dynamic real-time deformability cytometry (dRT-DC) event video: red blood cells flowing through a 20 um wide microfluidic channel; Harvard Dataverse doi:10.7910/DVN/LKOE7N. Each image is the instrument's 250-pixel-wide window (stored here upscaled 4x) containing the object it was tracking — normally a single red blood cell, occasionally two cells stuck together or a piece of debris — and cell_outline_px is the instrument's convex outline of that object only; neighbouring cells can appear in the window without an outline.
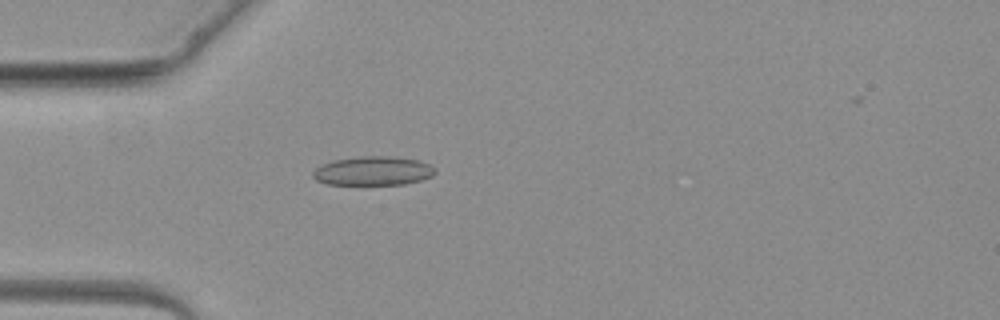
{"species": "common noctule bat (a hibernating species)", "species_latin": "Nyctalus noctula", "temperature_condition": "warm", "stored_images_in_passage": 4, "camera_frame_rate_fps": 3000, "um_per_image_px": 0.085, "animal": {"sex": "female", "body_mass_g": 19.3, "forearm_length_mm": 54.1}, "frame": {"image": 1, "passage_image": 4, "time_ms": 3.667, "image_size_px": [1000, 320], "cell_outline_px": [[436, 172], [432, 176], [420, 180], [404, 184], [328, 184], [316, 180], [312, 176], [312, 172], [316, 168], [324, 164], [336, 160], [360, 156], [388, 156], [416, 160], [428, 164], [436, 168]], "centroid_in_image_um": [31.72, 14.53], "position_along_channel_um": 53.3, "area_um2": 20.35}}